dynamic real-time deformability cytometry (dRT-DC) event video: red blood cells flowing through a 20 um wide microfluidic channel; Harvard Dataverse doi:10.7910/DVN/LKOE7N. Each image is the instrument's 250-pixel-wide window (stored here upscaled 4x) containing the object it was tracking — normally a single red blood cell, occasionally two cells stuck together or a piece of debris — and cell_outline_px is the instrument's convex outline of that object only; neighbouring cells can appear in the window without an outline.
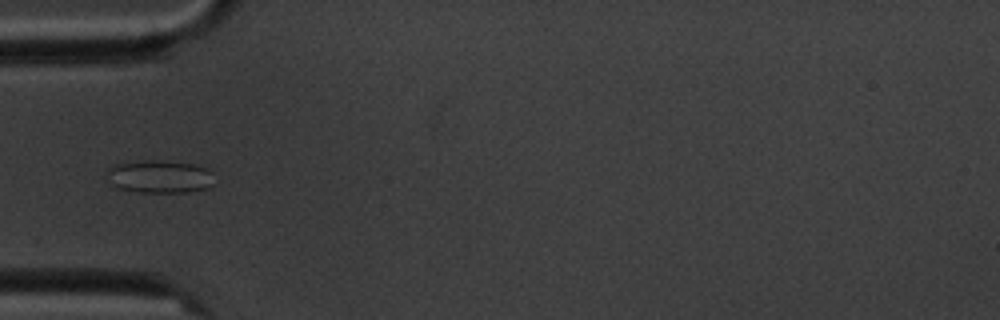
{"species": "common noctule bat (a hibernating species)", "species_latin": "Nyctalus noctula", "temperature_condition": "cold", "stored_images_in_passage": 10, "camera_frame_rate_fps": 3000, "um_per_image_px": 0.085, "animal": {"sex": "male", "body_mass_g": 20.1, "forearm_length_mm": 53.5}, "frame": {"image": 1, "passage_image": 5, "time_ms": 4.333, "image_size_px": [1000, 320], "cell_outline_px": [[216, 184], [208, 188], [188, 192], [140, 192], [116, 188], [108, 180], [108, 168], [112, 164], [144, 160], [156, 160], [192, 164], [208, 168], [212, 172]], "centroid_in_image_um": [13.6, 15.01], "position_along_channel_um": 71.4, "area_um2": 20.87}}
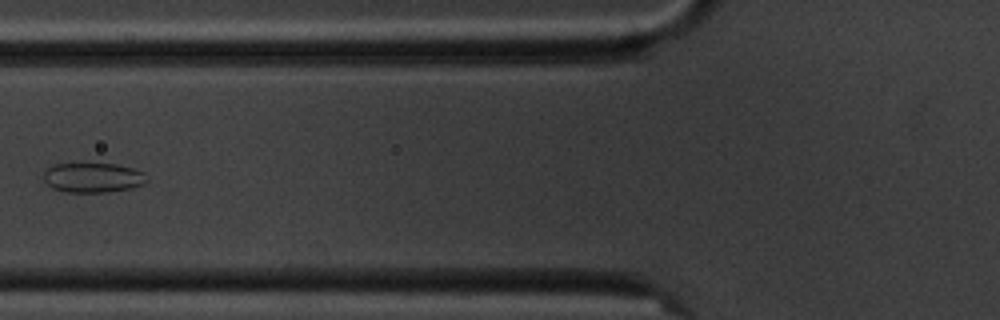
{"frame": {"image": 2, "passage_image": 6, "time_ms": 5.667, "image_size_px": [1000, 320], "cell_outline_px": [[148, 180], [144, 184], [132, 188], [108, 192], [68, 192], [52, 188], [44, 180], [44, 172], [48, 168], [56, 164], [116, 164], [132, 168], [144, 172]], "centroid_in_image_um": [7.93, 15.1], "position_along_channel_um": 117.9, "area_um2": 17.8}}
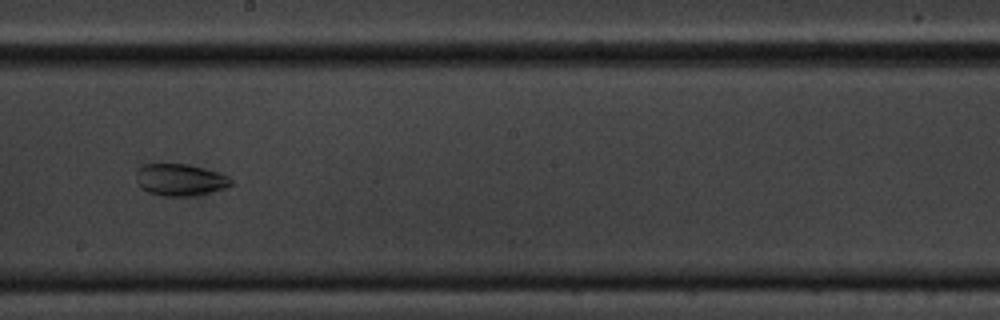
{"frame": {"image": 3, "passage_image": 9, "time_ms": 9.0, "image_size_px": [1000, 320], "cell_outline_px": [[232, 184], [224, 188], [192, 196], [164, 196], [148, 192], [140, 188], [136, 180], [136, 172], [144, 164], [188, 164], [216, 172], [228, 176], [232, 180]], "centroid_in_image_um": [15.27, 15.29], "position_along_channel_um": 232.9, "area_um2": 17.46}}